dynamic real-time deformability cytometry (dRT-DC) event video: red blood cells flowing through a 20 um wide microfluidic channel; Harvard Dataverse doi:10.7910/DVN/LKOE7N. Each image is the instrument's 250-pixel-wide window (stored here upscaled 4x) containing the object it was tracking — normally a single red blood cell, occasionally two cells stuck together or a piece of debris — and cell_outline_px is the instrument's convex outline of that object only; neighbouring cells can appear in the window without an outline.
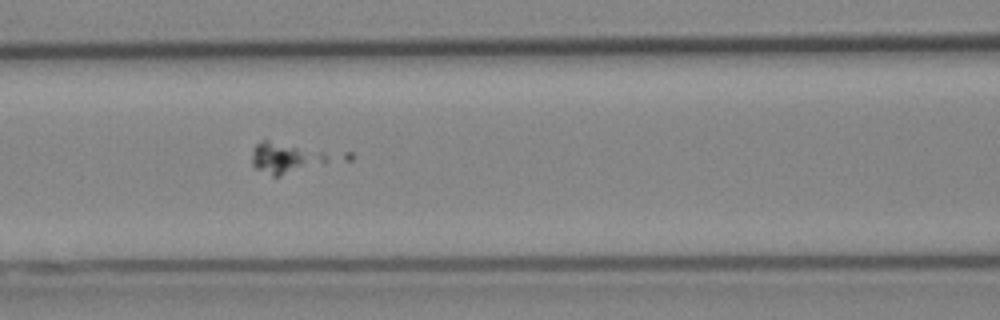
{"species": "Egyptian fruit bat (a non-hibernating species)", "species_latin": "Rousettus aegyptiacus", "temperature_condition": "cold", "stored_images_in_passage": 38, "camera_frame_rate_fps": 3000, "um_per_image_px": 0.085, "animal": {"sex": "female"}, "frame": {"image": 1, "passage_image": 8, "time_ms": 2.333, "image_size_px": [1000, 320], "cell_outline_px": [[352, 160], [280, 176], [272, 176], [256, 168], [252, 164], [252, 148], [260, 140], [268, 140], [352, 152]], "centroid_in_image_um": [24.96, 13.39], "position_along_channel_um": 141.6, "area_um2": 17.22}}
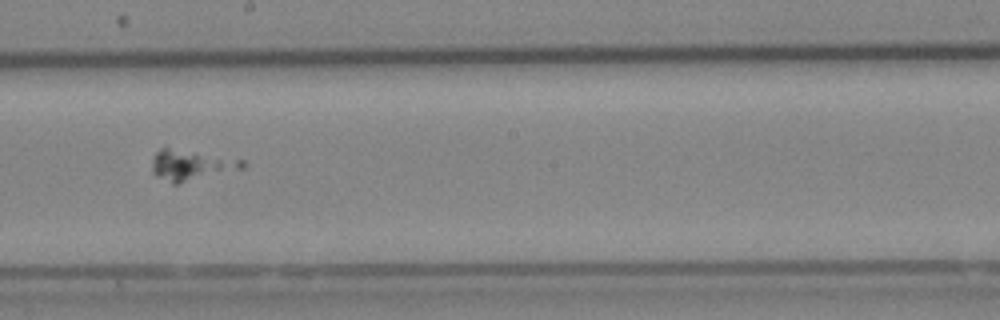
{"frame": {"image": 2, "passage_image": 15, "time_ms": 4.667, "image_size_px": [1000, 320], "cell_outline_px": [[244, 168], [176, 184], [172, 184], [156, 176], [152, 172], [152, 160], [156, 152], [160, 148], [168, 148], [196, 152], [244, 160]], "centroid_in_image_um": [16.2, 14.05], "position_along_channel_um": 232.0, "area_um2": 15.78}}
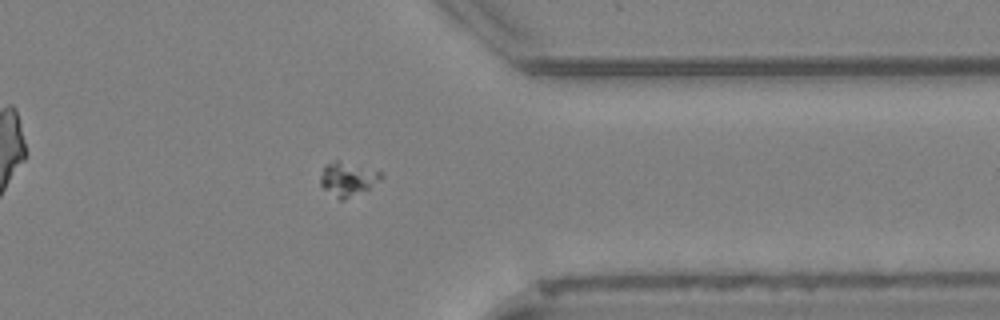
{"frame": {"image": 3, "passage_image": 27, "time_ms": 8.667, "image_size_px": [1000, 320], "cell_outline_px": [[384, 176], [380, 180], [368, 188], [344, 200], [340, 200], [324, 188], [320, 184], [320, 176], [324, 164], [336, 160], [384, 172]], "centroid_in_image_um": [29.55, 15.2], "position_along_channel_um": 381.8, "area_um2": 11.79}}